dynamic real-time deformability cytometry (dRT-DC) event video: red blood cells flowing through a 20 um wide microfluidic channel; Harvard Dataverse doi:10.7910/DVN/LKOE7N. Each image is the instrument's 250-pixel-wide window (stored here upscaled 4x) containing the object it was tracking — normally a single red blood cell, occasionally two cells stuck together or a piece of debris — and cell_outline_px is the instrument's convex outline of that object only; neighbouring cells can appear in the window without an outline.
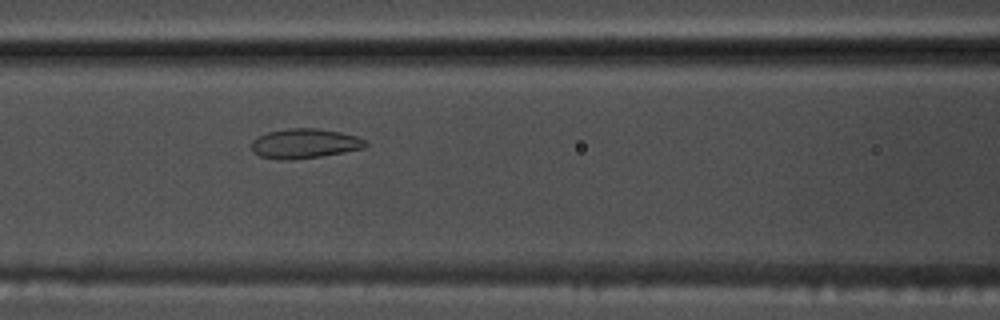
{"species": "common noctule bat (a hibernating species)", "species_latin": "Nyctalus noctula", "temperature_condition": "warm", "stored_images_in_passage": 51, "camera_frame_rate_fps": 3000, "um_per_image_px": 0.085, "animal": {"sex": "male", "body_mass_g": 17.5, "forearm_length_mm": 52.3}, "frame": {"image": 1, "passage_image": 19, "time_ms": 6.0, "image_size_px": [1000, 320], "cell_outline_px": [[368, 144], [364, 148], [344, 152], [320, 156], [288, 160], [276, 160], [260, 156], [252, 152], [252, 140], [256, 136], [268, 132], [288, 128], [316, 128], [340, 132], [356, 136], [368, 140]], "centroid_in_image_um": [25.88, 12.2], "position_along_channel_um": 140.7, "area_um2": 19.88}}
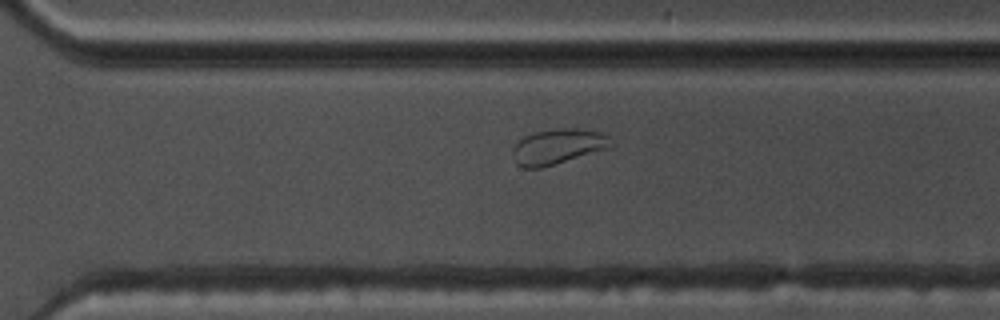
{"frame": {"image": 2, "passage_image": 34, "time_ms": 11.0, "image_size_px": [1000, 320], "cell_outline_px": [[616, 148], [556, 164], [540, 168], [524, 168], [516, 164], [512, 156], [512, 148], [524, 136], [532, 132], [564, 128], [576, 128], [604, 132], [616, 144]], "centroid_in_image_um": [47.52, 12.46], "position_along_channel_um": 323.1, "area_um2": 20.98}}
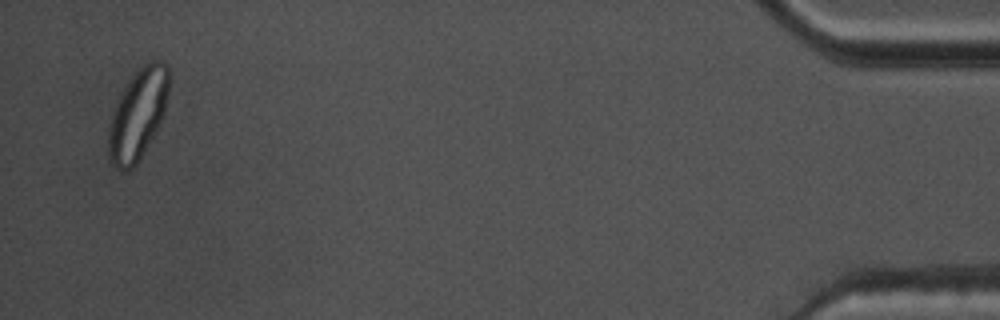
{"frame": {"image": 3, "passage_image": 49, "time_ms": 16.0, "image_size_px": [1000, 320], "cell_outline_px": [[168, 92], [164, 112], [152, 136], [136, 164], [128, 172], [120, 172], [108, 160], [108, 128], [116, 104], [124, 88], [132, 76], [144, 64], [152, 60], [164, 60], [168, 64]], "centroid_in_image_um": [11.7, 9.74], "position_along_channel_um": 423.5, "area_um2": 31.44}, "authors_computed_cell_mechanics": {"area_um2": 22.5998, "velocity_mm_per_s": 3.657, "shape_relaxation_time_tau1_ms": 8.7466, "shape_relaxation_time_tau2_ms": 1.0656, "deformation_change_tau1": 0.2056, "deformation_change_tau2": 0.0534}}